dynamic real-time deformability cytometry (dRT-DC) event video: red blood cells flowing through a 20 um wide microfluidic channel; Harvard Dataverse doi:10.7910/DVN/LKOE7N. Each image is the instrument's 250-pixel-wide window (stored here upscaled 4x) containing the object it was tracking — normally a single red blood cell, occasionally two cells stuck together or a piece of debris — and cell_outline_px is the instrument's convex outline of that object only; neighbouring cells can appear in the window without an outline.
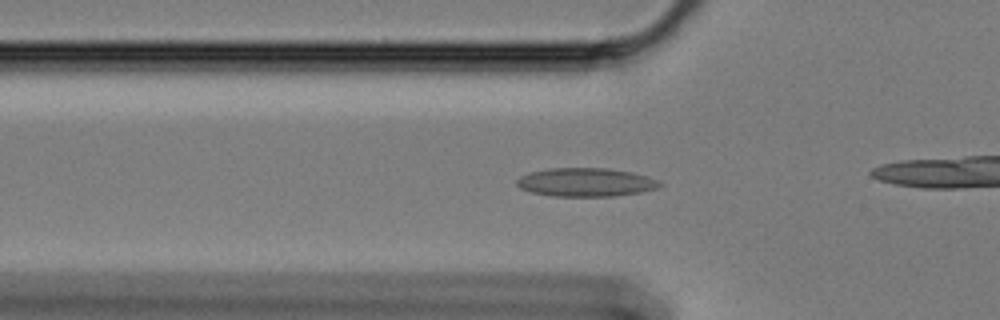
{"species": "Egyptian fruit bat (a non-hibernating species)", "species_latin": "Rousettus aegyptiacus", "temperature_condition": "cold", "stored_images_in_passage": 54, "camera_frame_rate_fps": 3000, "um_per_image_px": 0.085, "animal": {"sex": "female"}, "frame": {"image": 1, "passage_image": 13, "time_ms": 4.0, "image_size_px": [1000, 320], "cell_outline_px": [[664, 184], [656, 188], [640, 192], [616, 196], [552, 196], [528, 192], [520, 188], [516, 184], [516, 180], [520, 176], [532, 172], [552, 168], [608, 168], [632, 172], [648, 176]], "centroid_in_image_um": [49.78, 15.49], "position_along_channel_um": 76.0, "area_um2": 23.81}}
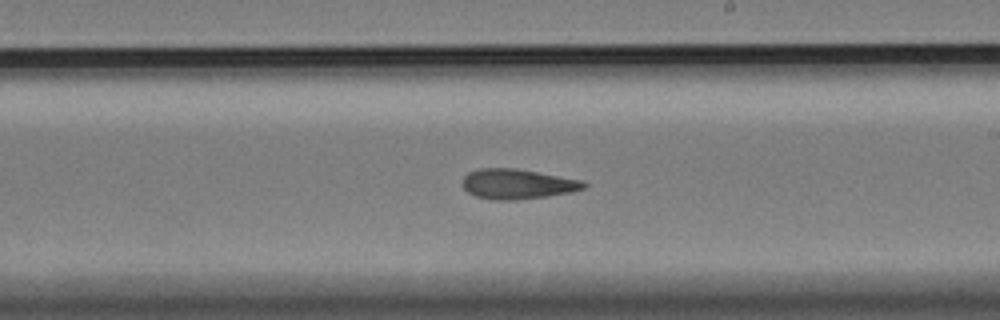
{"frame": {"image": 2, "passage_image": 28, "time_ms": 9.0, "image_size_px": [1000, 320], "cell_outline_px": [[588, 184], [584, 188], [572, 192], [516, 200], [492, 200], [476, 196], [468, 192], [464, 188], [464, 176], [468, 172], [480, 168], [516, 168], [580, 180]], "centroid_in_image_um": [43.96, 15.64], "position_along_channel_um": 245.0, "area_um2": 20.98}}
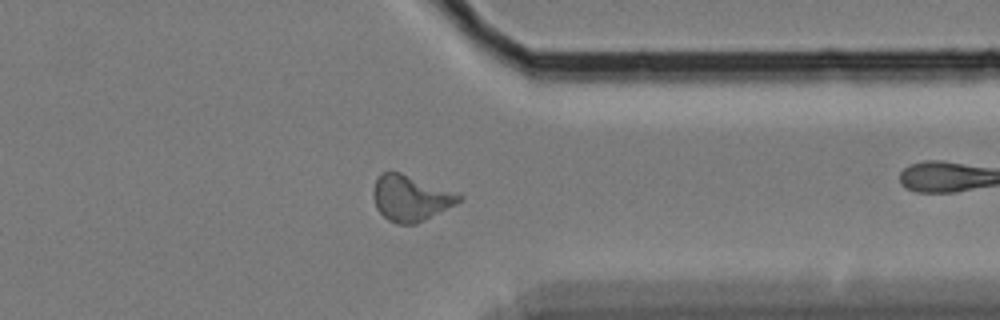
{"frame": {"image": 3, "passage_image": 40, "time_ms": 13.0, "image_size_px": [1000, 320], "cell_outline_px": [[464, 196], [456, 204], [416, 224], [396, 224], [388, 220], [376, 208], [372, 196], [372, 192], [376, 180], [384, 172], [400, 172]], "centroid_in_image_um": [34.86, 16.86], "position_along_channel_um": 376.5, "area_um2": 22.48}, "authors_computed_cell_mechanics": {"area_um2": 22.3686, "velocity_mm_per_s": 3.3597, "shape_relaxation_time_tau1_ms": null, "shape_relaxation_time_tau2_ms": 6.2726, "deformation_change_tau1": null, "deformation_change_tau2": 0.1472}}